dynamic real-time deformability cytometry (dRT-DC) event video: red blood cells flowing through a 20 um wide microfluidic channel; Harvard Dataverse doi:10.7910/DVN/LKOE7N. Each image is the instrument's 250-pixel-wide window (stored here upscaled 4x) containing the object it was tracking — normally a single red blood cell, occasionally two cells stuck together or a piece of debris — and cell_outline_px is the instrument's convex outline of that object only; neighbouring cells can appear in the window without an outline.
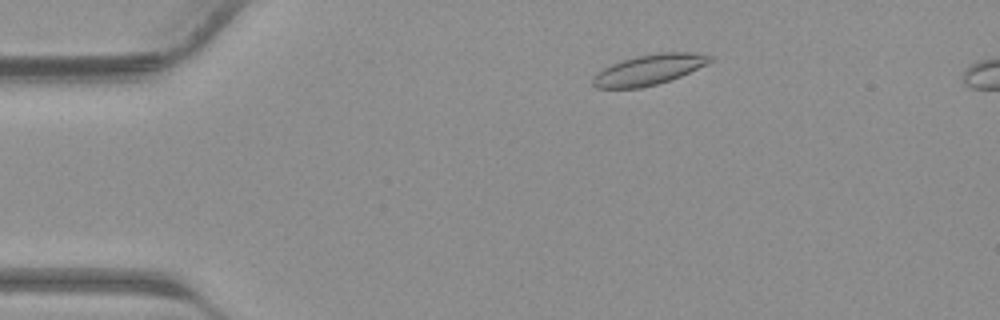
{"species": "common noctule bat (a hibernating species)", "species_latin": "Nyctalus noctula", "temperature_condition": "warm", "stored_images_in_passage": 10, "camera_frame_rate_fps": 3000, "um_per_image_px": 0.085, "animal": {"sex": "male", "body_mass_g": 23.1, "forearm_length_mm": 52.7}, "frame": {"image": 1, "passage_image": 5, "time_ms": 1.333, "image_size_px": [1000, 320], "cell_outline_px": [[716, 60], [708, 64], [680, 76], [656, 84], [640, 88], [596, 88], [592, 84], [592, 76], [596, 72], [612, 64], [636, 56], [660, 52], [696, 52], [712, 56]], "centroid_in_image_um": [55.18, 5.91], "position_along_channel_um": 29.8, "area_um2": 20.81}}